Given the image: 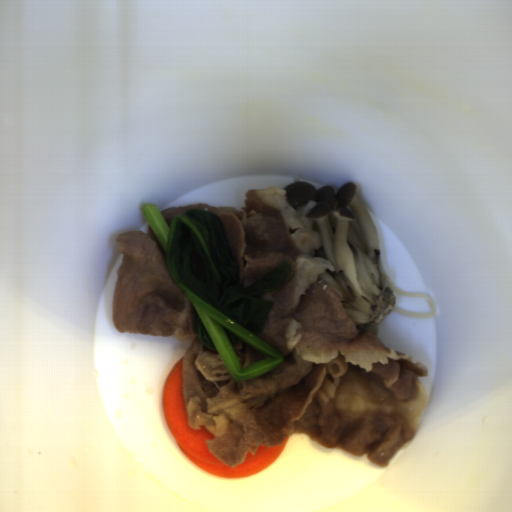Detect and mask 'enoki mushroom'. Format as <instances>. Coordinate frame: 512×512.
Listing matches in <instances>:
<instances>
[{"label":"enoki mushroom","instance_id":"enoki-mushroom-1","mask_svg":"<svg viewBox=\"0 0 512 512\" xmlns=\"http://www.w3.org/2000/svg\"><path fill=\"white\" fill-rule=\"evenodd\" d=\"M391 289L397 294L402 295L406 297H413V298H425L427 303L430 306L429 312H417L409 309L402 308L400 306H397L394 304L392 311L401 314L403 316L412 318V319H432L435 318L437 315V309H436V301L434 297L428 293L427 291H403L400 288L397 287L394 281L390 280Z\"/></svg>","mask_w":512,"mask_h":512}]
</instances>
